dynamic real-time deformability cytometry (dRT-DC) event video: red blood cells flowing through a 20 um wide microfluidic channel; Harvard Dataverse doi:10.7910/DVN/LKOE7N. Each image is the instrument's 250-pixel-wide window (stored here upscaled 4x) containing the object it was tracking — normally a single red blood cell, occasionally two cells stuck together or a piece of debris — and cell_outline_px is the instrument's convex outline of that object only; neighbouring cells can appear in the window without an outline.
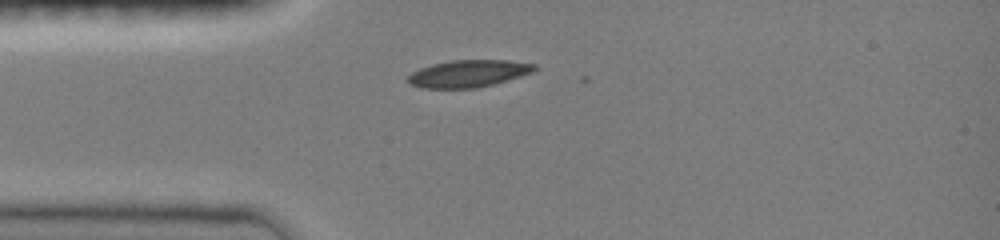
{"species": "common noctule bat (a hibernating species)", "species_latin": "Nyctalus noctula", "temperature_condition": "room temperature", "stored_images_in_passage": 5, "camera_frame_rate_fps": 3000, "um_per_image_px": 0.085, "animal": {"sex": "female", "body_mass_g": 19.0, "forearm_length_mm": 51.5}, "frame": {"image": 1, "passage_image": 2, "time_ms": 0.333, "image_size_px": [1000, 240], "cell_outline_px": [[536, 68], [532, 72], [520, 76], [492, 84], [476, 88], [420, 88], [408, 84], [404, 80], [412, 72], [420, 68], [432, 64], [452, 60], [508, 60], [536, 64]], "centroid_in_image_um": [39.75, 6.25], "position_along_channel_um": 45.3, "area_um2": 20.06}}